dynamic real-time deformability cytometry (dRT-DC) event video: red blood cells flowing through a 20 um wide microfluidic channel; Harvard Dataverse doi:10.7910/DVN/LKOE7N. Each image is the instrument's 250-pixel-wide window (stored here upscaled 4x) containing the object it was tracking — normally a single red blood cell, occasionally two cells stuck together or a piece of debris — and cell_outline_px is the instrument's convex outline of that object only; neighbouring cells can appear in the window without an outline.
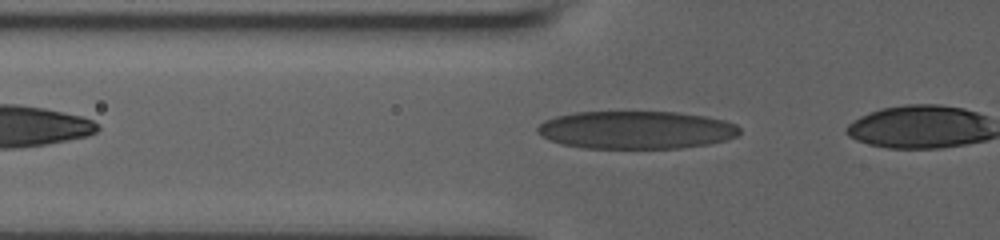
{"species": "human", "species_latin": "Homo sapiens", "temperature_condition": "room temperature", "stored_images_in_passage": 3, "camera_frame_rate_fps": 3000, "um_per_image_px": 0.085, "donor": {"sex": "male"}, "frame": {"image": 1, "passage_image": 2, "time_ms": 0.333, "image_size_px": [1000, 240], "cell_outline_px": [[740, 132], [736, 136], [724, 140], [708, 144], [680, 148], [584, 148], [560, 144], [548, 140], [536, 132], [536, 128], [544, 120], [556, 116], [576, 112], [676, 112], [704, 116], [724, 120], [736, 124], [740, 128]], "centroid_in_image_um": [54.03, 11.05], "position_along_channel_um": 71.8, "area_um2": 44.74}}